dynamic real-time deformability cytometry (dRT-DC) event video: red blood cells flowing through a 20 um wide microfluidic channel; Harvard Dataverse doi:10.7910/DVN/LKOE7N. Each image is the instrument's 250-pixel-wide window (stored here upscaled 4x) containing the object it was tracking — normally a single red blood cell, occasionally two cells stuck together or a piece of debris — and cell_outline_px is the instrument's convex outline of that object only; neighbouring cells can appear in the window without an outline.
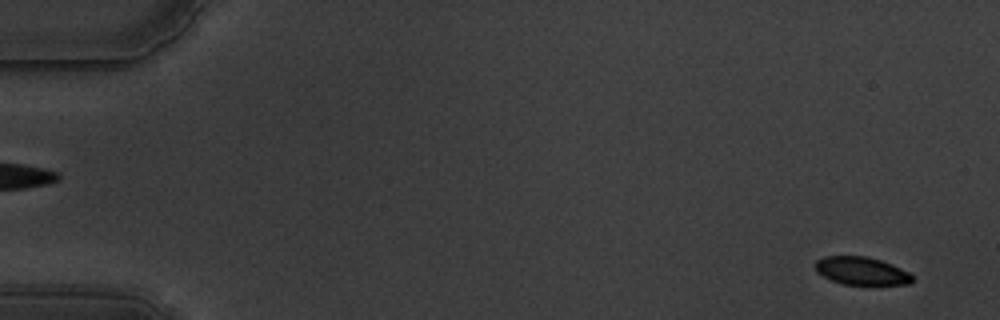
{"species": "common noctule bat (a hibernating species)", "species_latin": "Nyctalus noctula", "temperature_condition": "warm", "stored_images_in_passage": 59, "camera_frame_rate_fps": 3000, "um_per_image_px": 0.085, "animal": {"sex": "male", "body_mass_g": 19.5, "forearm_length_mm": 54.6}, "frame": {"image": 1, "passage_image": 3, "time_ms": 0.667, "image_size_px": [1000, 320], "cell_outline_px": [[916, 280], [908, 284], [872, 288], [844, 284], [832, 280], [816, 272], [812, 264], [816, 260], [824, 256], [868, 256], [892, 264], [908, 272]], "centroid_in_image_um": [73.26, 23.08], "position_along_channel_um": 11.7, "area_um2": 16.76}}
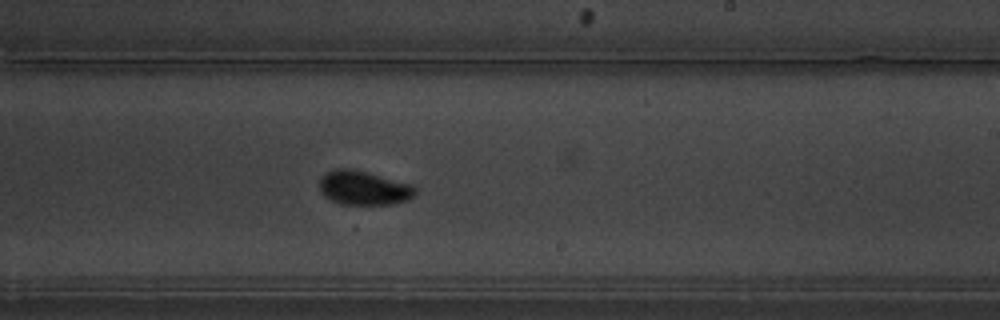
{"frame": {"image": 2, "passage_image": 36, "time_ms": 11.667, "image_size_px": [1000, 320], "cell_outline_px": [[416, 192], [408, 200], [392, 204], [340, 204], [324, 196], [320, 192], [320, 176], [324, 172], [336, 168], [352, 168], [368, 172], [412, 184], [416, 188]], "centroid_in_image_um": [30.89, 15.95], "position_along_channel_um": 258.1, "area_um2": 19.25}}
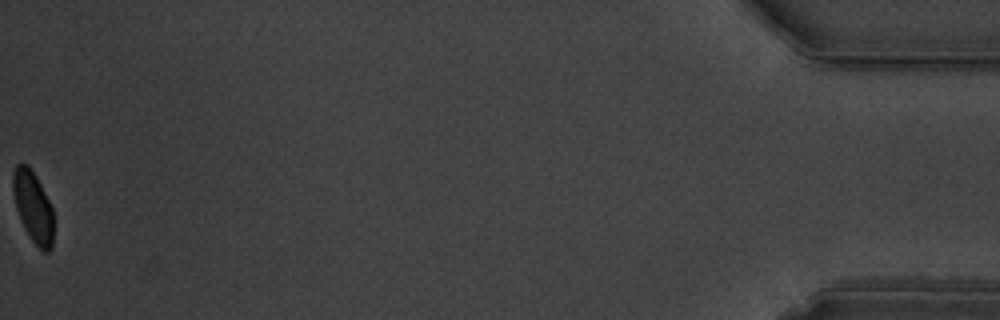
{"frame": {"image": 3, "passage_image": 59, "time_ms": 19.333, "image_size_px": [1000, 320], "cell_outline_px": [[52, 248], [48, 252], [44, 252], [32, 240], [24, 228], [16, 208], [12, 192], [12, 172], [16, 164], [28, 164], [36, 176], [52, 208]], "centroid_in_image_um": [2.78, 17.54], "position_along_channel_um": 432.4, "area_um2": 16.65}, "authors_computed_cell_mechanics": {"area_um2": 18.1492, "velocity_mm_per_s": 3.5079, "shape_relaxation_time_tau1_ms": 2.2186, "shape_relaxation_time_tau2_ms": null, "deformation_change_tau1": 0.1038, "deformation_change_tau2": null}}